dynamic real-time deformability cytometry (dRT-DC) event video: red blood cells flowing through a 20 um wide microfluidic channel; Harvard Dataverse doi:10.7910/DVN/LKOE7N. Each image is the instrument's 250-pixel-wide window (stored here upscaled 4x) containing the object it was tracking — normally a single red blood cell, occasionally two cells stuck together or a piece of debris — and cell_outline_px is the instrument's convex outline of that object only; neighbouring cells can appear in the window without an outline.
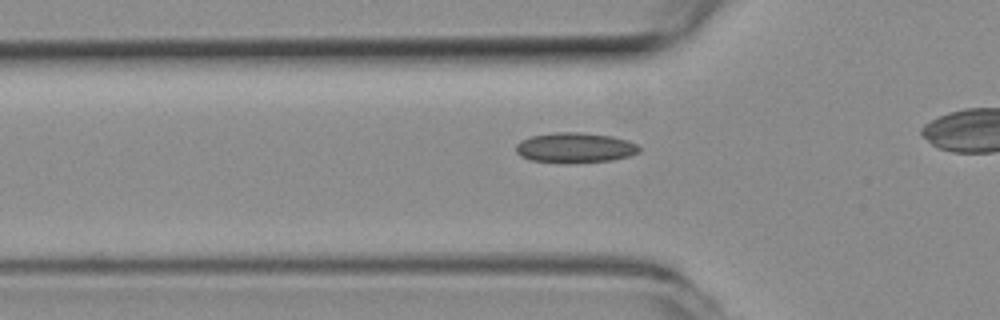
{"species": "common noctule bat (a hibernating species)", "species_latin": "Nyctalus noctula", "temperature_condition": "room temperature", "stored_images_in_passage": 39, "camera_frame_rate_fps": 3000, "um_per_image_px": 0.085, "animal": {"sex": "female", "body_mass_g": 19.3, "forearm_length_mm": 54.1}, "frame": {"image": 1, "passage_image": 13, "time_ms": 4.0, "image_size_px": [1000, 320], "cell_outline_px": [[640, 152], [628, 156], [612, 160], [568, 164], [560, 164], [532, 160], [520, 156], [516, 152], [516, 144], [520, 140], [532, 136], [552, 132], [580, 132], [612, 136], [628, 140], [636, 144], [640, 148]], "centroid_in_image_um": [48.85, 12.57], "position_along_channel_um": 76.9, "area_um2": 22.02}}
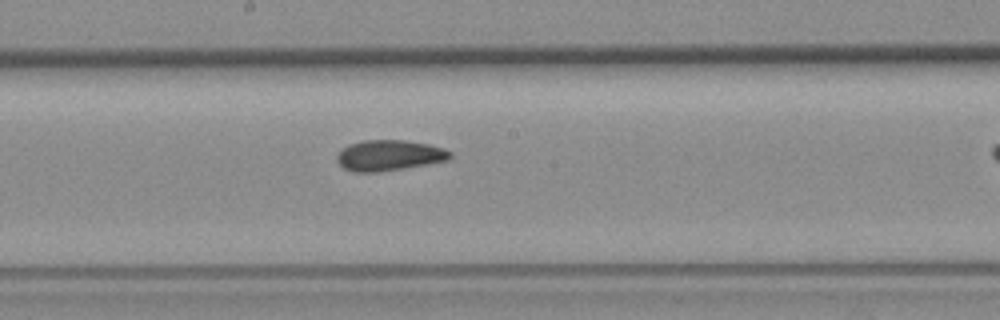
{"frame": {"image": 2, "passage_image": 24, "time_ms": 7.667, "image_size_px": [1000, 320], "cell_outline_px": [[452, 160], [380, 172], [352, 172], [344, 168], [336, 160], [336, 156], [348, 144], [364, 140], [404, 140], [428, 144], [444, 148], [452, 152]], "centroid_in_image_um": [33.12, 13.21], "position_along_channel_um": 215.1, "area_um2": 20.4}}
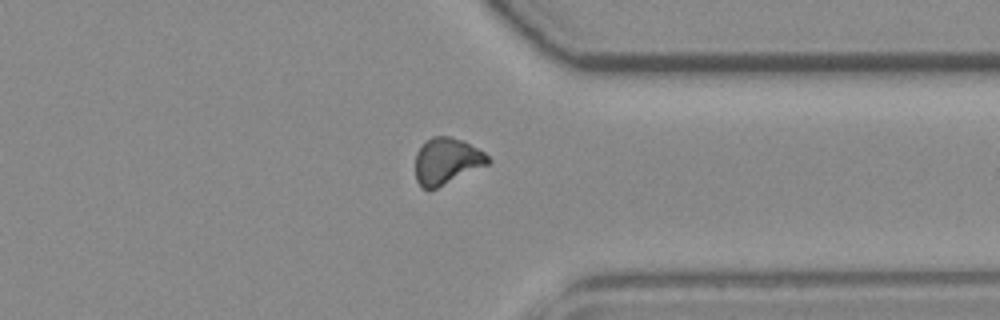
{"frame": {"image": 3, "passage_image": 37, "time_ms": 12.0, "image_size_px": [1000, 320], "cell_outline_px": [[492, 160], [488, 164], [436, 188], [420, 188], [416, 180], [416, 152], [432, 136], [448, 136], [464, 140], [484, 152]], "centroid_in_image_um": [37.98, 13.68], "position_along_channel_um": 373.4, "area_um2": 19.42}}